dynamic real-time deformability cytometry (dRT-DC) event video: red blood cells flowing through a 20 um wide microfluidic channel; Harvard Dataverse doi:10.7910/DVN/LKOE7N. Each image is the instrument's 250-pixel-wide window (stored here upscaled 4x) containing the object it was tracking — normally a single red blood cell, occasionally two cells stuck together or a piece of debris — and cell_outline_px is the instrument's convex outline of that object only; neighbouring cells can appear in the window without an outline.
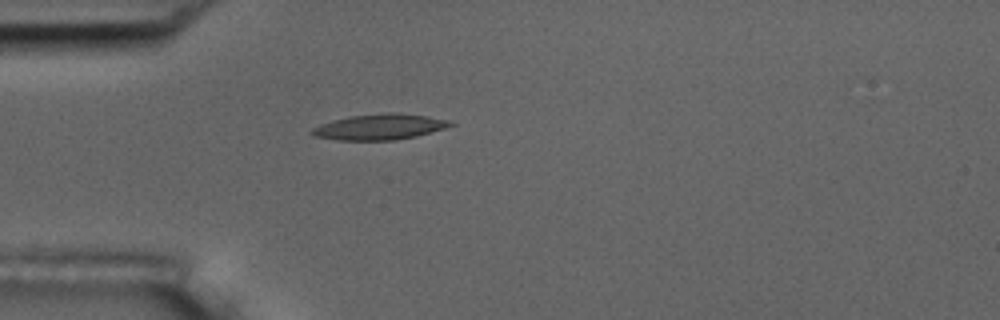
{"species": "common noctule bat (a hibernating species)", "species_latin": "Nyctalus noctula", "temperature_condition": "room temperature", "stored_images_in_passage": 4, "camera_frame_rate_fps": 3000, "um_per_image_px": 0.085, "animal": {"sex": "male", "body_mass_g": 17.5, "forearm_length_mm": 52.3}, "frame": {"image": 1, "passage_image": 4, "time_ms": 4.0, "image_size_px": [1000, 320], "cell_outline_px": [[456, 124], [444, 128], [416, 136], [396, 140], [336, 140], [312, 136], [308, 132], [312, 128], [320, 124], [332, 120], [348, 116], [388, 112], [396, 112], [424, 116], [448, 120]], "centroid_in_image_um": [32.19, 10.79], "position_along_channel_um": 52.8, "area_um2": 20.81}}